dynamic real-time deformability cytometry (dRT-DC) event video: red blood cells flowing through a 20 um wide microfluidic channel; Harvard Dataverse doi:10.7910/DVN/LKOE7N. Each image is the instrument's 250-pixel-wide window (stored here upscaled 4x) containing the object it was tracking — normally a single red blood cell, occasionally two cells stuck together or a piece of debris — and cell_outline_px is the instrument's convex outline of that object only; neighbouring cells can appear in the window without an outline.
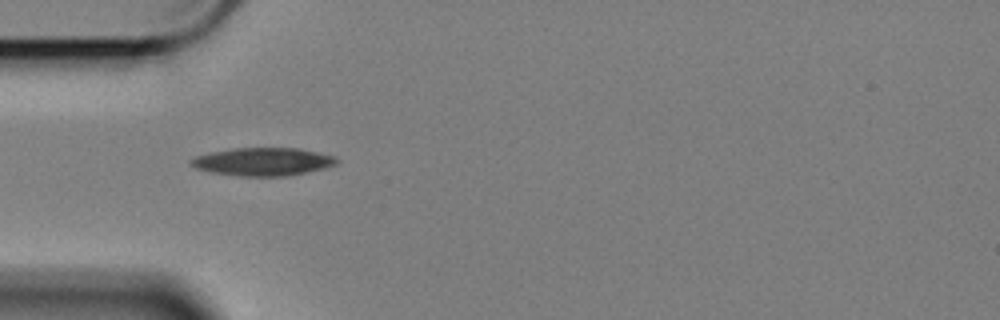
{"species": "Egyptian fruit bat (a non-hibernating species)", "species_latin": "Rousettus aegyptiacus", "temperature_condition": "cold", "stored_images_in_passage": 13, "camera_frame_rate_fps": 3000, "um_per_image_px": 0.085, "animal": {"sex": "female"}, "frame": {"image": 1, "passage_image": 1, "time_ms": 0.0, "image_size_px": [1000, 320], "cell_outline_px": [[340, 160], [336, 164], [324, 168], [308, 172], [288, 176], [240, 176], [212, 172], [196, 168], [188, 164], [188, 160], [196, 156], [212, 152], [236, 148], [296, 148], [336, 156]], "centroid_in_image_um": [22.36, 13.75], "position_along_channel_um": 62.6, "area_um2": 23.76}}
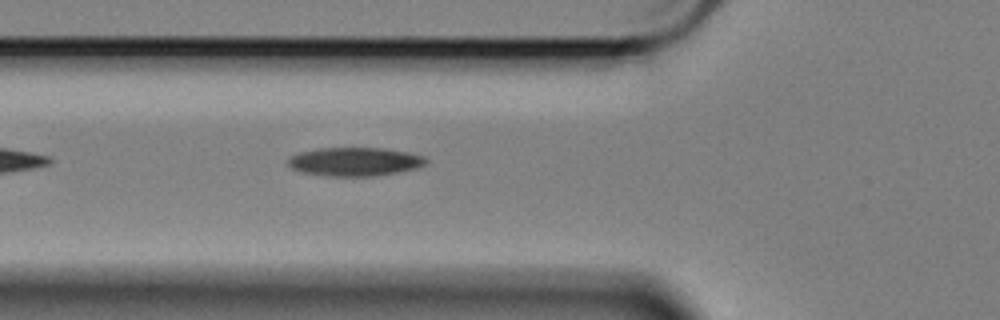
{"frame": {"image": 2, "passage_image": 4, "time_ms": 1.0, "image_size_px": [1000, 320], "cell_outline_px": [[428, 160], [424, 164], [416, 168], [376, 176], [328, 176], [300, 172], [292, 168], [288, 164], [288, 156], [300, 152], [316, 148], [384, 148], [408, 152], [424, 156]], "centroid_in_image_um": [30.12, 13.74], "position_along_channel_um": 95.7, "area_um2": 23.06}}